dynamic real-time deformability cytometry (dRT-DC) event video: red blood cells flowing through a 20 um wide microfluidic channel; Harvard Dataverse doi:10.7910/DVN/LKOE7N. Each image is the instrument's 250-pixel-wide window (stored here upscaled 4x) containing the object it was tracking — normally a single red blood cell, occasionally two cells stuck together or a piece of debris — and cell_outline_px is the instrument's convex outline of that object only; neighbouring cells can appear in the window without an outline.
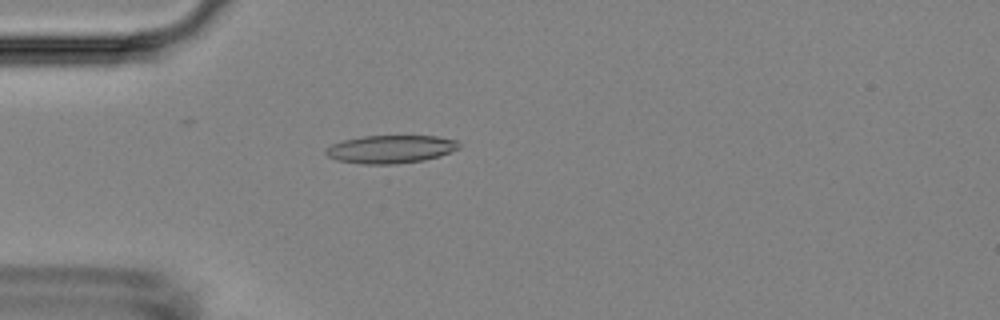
{"species": "Egyptian fruit bat (a non-hibernating species)", "species_latin": "Rousettus aegyptiacus", "temperature_condition": "room temperature", "stored_images_in_passage": 43, "camera_frame_rate_fps": 3000, "um_per_image_px": 0.085, "animal": {"sex": "female"}, "frame": {"image": 1, "passage_image": 4, "time_ms": 1.0, "image_size_px": [1000, 320], "cell_outline_px": [[460, 148], [440, 156], [424, 160], [396, 164], [360, 164], [336, 160], [328, 156], [324, 152], [332, 144], [344, 140], [364, 136], [436, 136], [456, 140], [460, 144]], "centroid_in_image_um": [33.22, 12.68], "position_along_channel_um": 51.8, "area_um2": 21.73}}
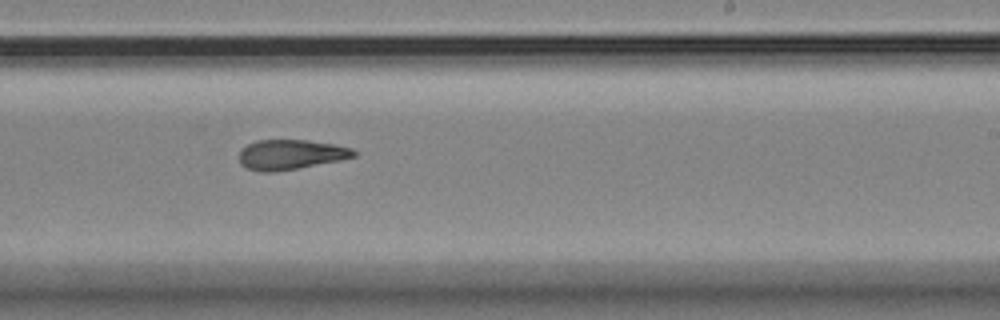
{"frame": {"image": 2, "passage_image": 22, "time_ms": 7.0, "image_size_px": [1000, 320], "cell_outline_px": [[356, 156], [340, 160], [276, 172], [260, 172], [248, 168], [240, 164], [240, 152], [248, 144], [256, 140], [308, 140], [332, 144], [352, 148], [356, 152]], "centroid_in_image_um": [24.71, 13.14], "position_along_channel_um": 264.3, "area_um2": 19.83}}
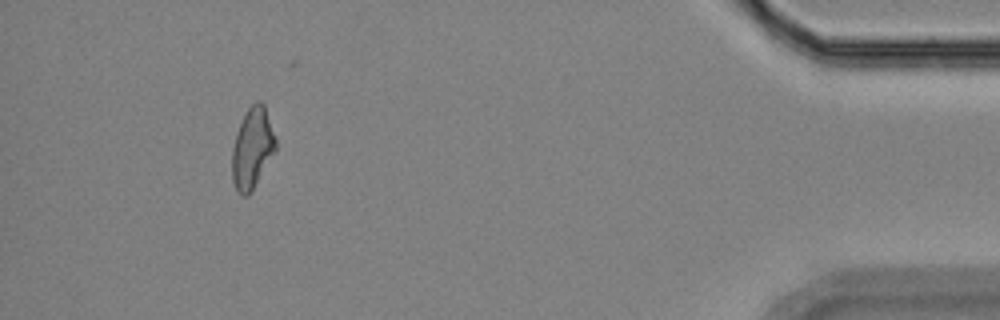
{"frame": {"image": 3, "passage_image": 39, "time_ms": 12.667, "image_size_px": [1000, 320], "cell_outline_px": [[276, 152], [252, 192], [248, 196], [240, 196], [236, 192], [232, 180], [232, 148], [236, 132], [248, 108], [256, 100], [260, 100], [264, 104], [276, 136]], "centroid_in_image_um": [21.46, 12.64], "position_along_channel_um": 413.7, "area_um2": 21.04}, "authors_computed_cell_mechanics": {"area_um2": 20.6924, "velocity_mm_per_s": 3.6911, "shape_relaxation_time_tau1_ms": null, "shape_relaxation_time_tau2_ms": 5.2525, "deformation_change_tau1": null, "deformation_change_tau2": 0.1525}}